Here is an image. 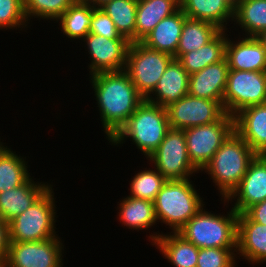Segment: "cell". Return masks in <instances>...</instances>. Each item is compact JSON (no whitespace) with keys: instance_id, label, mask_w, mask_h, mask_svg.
I'll use <instances>...</instances> for the list:
<instances>
[{"instance_id":"obj_1","label":"cell","mask_w":266,"mask_h":267,"mask_svg":"<svg viewBox=\"0 0 266 267\" xmlns=\"http://www.w3.org/2000/svg\"><path fill=\"white\" fill-rule=\"evenodd\" d=\"M89 78L100 113L102 131L110 141L145 99L138 93L125 70L98 73Z\"/></svg>"},{"instance_id":"obj_2","label":"cell","mask_w":266,"mask_h":267,"mask_svg":"<svg viewBox=\"0 0 266 267\" xmlns=\"http://www.w3.org/2000/svg\"><path fill=\"white\" fill-rule=\"evenodd\" d=\"M170 129L166 108L144 100L109 143L120 146L127 139H132V144L147 159Z\"/></svg>"},{"instance_id":"obj_3","label":"cell","mask_w":266,"mask_h":267,"mask_svg":"<svg viewBox=\"0 0 266 267\" xmlns=\"http://www.w3.org/2000/svg\"><path fill=\"white\" fill-rule=\"evenodd\" d=\"M256 153L234 130L202 171L219 190L221 201L239 185Z\"/></svg>"},{"instance_id":"obj_4","label":"cell","mask_w":266,"mask_h":267,"mask_svg":"<svg viewBox=\"0 0 266 267\" xmlns=\"http://www.w3.org/2000/svg\"><path fill=\"white\" fill-rule=\"evenodd\" d=\"M203 206L179 231L197 248L237 249L238 213L231 208L227 214L208 212Z\"/></svg>"},{"instance_id":"obj_5","label":"cell","mask_w":266,"mask_h":267,"mask_svg":"<svg viewBox=\"0 0 266 267\" xmlns=\"http://www.w3.org/2000/svg\"><path fill=\"white\" fill-rule=\"evenodd\" d=\"M190 180H167L154 201L157 221L171 232H178L205 205Z\"/></svg>"},{"instance_id":"obj_6","label":"cell","mask_w":266,"mask_h":267,"mask_svg":"<svg viewBox=\"0 0 266 267\" xmlns=\"http://www.w3.org/2000/svg\"><path fill=\"white\" fill-rule=\"evenodd\" d=\"M53 190L51 185L27 210L8 222L10 242L44 241L58 236Z\"/></svg>"},{"instance_id":"obj_7","label":"cell","mask_w":266,"mask_h":267,"mask_svg":"<svg viewBox=\"0 0 266 267\" xmlns=\"http://www.w3.org/2000/svg\"><path fill=\"white\" fill-rule=\"evenodd\" d=\"M173 59L170 54L148 48L141 42H131L127 52L125 71L138 93L146 99L154 91Z\"/></svg>"},{"instance_id":"obj_8","label":"cell","mask_w":266,"mask_h":267,"mask_svg":"<svg viewBox=\"0 0 266 267\" xmlns=\"http://www.w3.org/2000/svg\"><path fill=\"white\" fill-rule=\"evenodd\" d=\"M234 130V117L227 113L216 122L185 129L187 152L192 165L202 173L215 152Z\"/></svg>"},{"instance_id":"obj_9","label":"cell","mask_w":266,"mask_h":267,"mask_svg":"<svg viewBox=\"0 0 266 267\" xmlns=\"http://www.w3.org/2000/svg\"><path fill=\"white\" fill-rule=\"evenodd\" d=\"M147 160L167 180L190 179L199 173L189 159L184 130L171 128Z\"/></svg>"},{"instance_id":"obj_10","label":"cell","mask_w":266,"mask_h":267,"mask_svg":"<svg viewBox=\"0 0 266 267\" xmlns=\"http://www.w3.org/2000/svg\"><path fill=\"white\" fill-rule=\"evenodd\" d=\"M266 103V72L229 70L223 107L235 116L242 109Z\"/></svg>"},{"instance_id":"obj_11","label":"cell","mask_w":266,"mask_h":267,"mask_svg":"<svg viewBox=\"0 0 266 267\" xmlns=\"http://www.w3.org/2000/svg\"><path fill=\"white\" fill-rule=\"evenodd\" d=\"M63 248L59 236L44 241L10 242L5 267H63Z\"/></svg>"},{"instance_id":"obj_12","label":"cell","mask_w":266,"mask_h":267,"mask_svg":"<svg viewBox=\"0 0 266 267\" xmlns=\"http://www.w3.org/2000/svg\"><path fill=\"white\" fill-rule=\"evenodd\" d=\"M166 110L170 127L180 130L216 122L226 114L223 102L189 94L170 104Z\"/></svg>"},{"instance_id":"obj_13","label":"cell","mask_w":266,"mask_h":267,"mask_svg":"<svg viewBox=\"0 0 266 267\" xmlns=\"http://www.w3.org/2000/svg\"><path fill=\"white\" fill-rule=\"evenodd\" d=\"M91 63L89 75L125 70L130 42L127 39H108L89 33L83 40Z\"/></svg>"},{"instance_id":"obj_14","label":"cell","mask_w":266,"mask_h":267,"mask_svg":"<svg viewBox=\"0 0 266 267\" xmlns=\"http://www.w3.org/2000/svg\"><path fill=\"white\" fill-rule=\"evenodd\" d=\"M264 200H266V155H256L239 185L226 199H223V203L225 206L229 201L231 204L234 202L232 208L240 214Z\"/></svg>"},{"instance_id":"obj_15","label":"cell","mask_w":266,"mask_h":267,"mask_svg":"<svg viewBox=\"0 0 266 267\" xmlns=\"http://www.w3.org/2000/svg\"><path fill=\"white\" fill-rule=\"evenodd\" d=\"M236 252L249 264L266 262V225L253 221L245 212L238 214Z\"/></svg>"},{"instance_id":"obj_16","label":"cell","mask_w":266,"mask_h":267,"mask_svg":"<svg viewBox=\"0 0 266 267\" xmlns=\"http://www.w3.org/2000/svg\"><path fill=\"white\" fill-rule=\"evenodd\" d=\"M229 70L225 58L189 75L188 94L202 99L223 102Z\"/></svg>"},{"instance_id":"obj_17","label":"cell","mask_w":266,"mask_h":267,"mask_svg":"<svg viewBox=\"0 0 266 267\" xmlns=\"http://www.w3.org/2000/svg\"><path fill=\"white\" fill-rule=\"evenodd\" d=\"M236 41L228 37L226 56L230 70L266 72V51L256 37L244 36Z\"/></svg>"},{"instance_id":"obj_18","label":"cell","mask_w":266,"mask_h":267,"mask_svg":"<svg viewBox=\"0 0 266 267\" xmlns=\"http://www.w3.org/2000/svg\"><path fill=\"white\" fill-rule=\"evenodd\" d=\"M235 131L257 155H266V103L242 109L234 116Z\"/></svg>"},{"instance_id":"obj_19","label":"cell","mask_w":266,"mask_h":267,"mask_svg":"<svg viewBox=\"0 0 266 267\" xmlns=\"http://www.w3.org/2000/svg\"><path fill=\"white\" fill-rule=\"evenodd\" d=\"M188 87L189 74L177 59H173L158 81L154 91L145 100L166 108L187 95Z\"/></svg>"},{"instance_id":"obj_20","label":"cell","mask_w":266,"mask_h":267,"mask_svg":"<svg viewBox=\"0 0 266 267\" xmlns=\"http://www.w3.org/2000/svg\"><path fill=\"white\" fill-rule=\"evenodd\" d=\"M158 232V233H157ZM147 236L152 246L159 249L165 259L174 267H196L199 248L187 241L178 232L160 234L159 231Z\"/></svg>"},{"instance_id":"obj_21","label":"cell","mask_w":266,"mask_h":267,"mask_svg":"<svg viewBox=\"0 0 266 267\" xmlns=\"http://www.w3.org/2000/svg\"><path fill=\"white\" fill-rule=\"evenodd\" d=\"M35 182L30 177L23 185L0 193L1 219L10 222L27 210L52 185Z\"/></svg>"},{"instance_id":"obj_22","label":"cell","mask_w":266,"mask_h":267,"mask_svg":"<svg viewBox=\"0 0 266 267\" xmlns=\"http://www.w3.org/2000/svg\"><path fill=\"white\" fill-rule=\"evenodd\" d=\"M187 16L179 9L171 16L162 19L141 41L148 48L170 54L176 59L182 27Z\"/></svg>"},{"instance_id":"obj_23","label":"cell","mask_w":266,"mask_h":267,"mask_svg":"<svg viewBox=\"0 0 266 267\" xmlns=\"http://www.w3.org/2000/svg\"><path fill=\"white\" fill-rule=\"evenodd\" d=\"M180 9V0H138L135 42H141L155 26Z\"/></svg>"},{"instance_id":"obj_24","label":"cell","mask_w":266,"mask_h":267,"mask_svg":"<svg viewBox=\"0 0 266 267\" xmlns=\"http://www.w3.org/2000/svg\"><path fill=\"white\" fill-rule=\"evenodd\" d=\"M180 9L189 18L210 22L226 31L234 19V10L225 0H180Z\"/></svg>"},{"instance_id":"obj_25","label":"cell","mask_w":266,"mask_h":267,"mask_svg":"<svg viewBox=\"0 0 266 267\" xmlns=\"http://www.w3.org/2000/svg\"><path fill=\"white\" fill-rule=\"evenodd\" d=\"M226 30H221L211 41L198 50L184 53L178 61L184 70L189 74L201 71L210 64L220 62L226 56V44L228 34Z\"/></svg>"},{"instance_id":"obj_26","label":"cell","mask_w":266,"mask_h":267,"mask_svg":"<svg viewBox=\"0 0 266 267\" xmlns=\"http://www.w3.org/2000/svg\"><path fill=\"white\" fill-rule=\"evenodd\" d=\"M117 205V218L127 229L148 230L158 222L153 201L126 196Z\"/></svg>"},{"instance_id":"obj_27","label":"cell","mask_w":266,"mask_h":267,"mask_svg":"<svg viewBox=\"0 0 266 267\" xmlns=\"http://www.w3.org/2000/svg\"><path fill=\"white\" fill-rule=\"evenodd\" d=\"M0 142V193L23 185L30 177L26 157Z\"/></svg>"},{"instance_id":"obj_28","label":"cell","mask_w":266,"mask_h":267,"mask_svg":"<svg viewBox=\"0 0 266 267\" xmlns=\"http://www.w3.org/2000/svg\"><path fill=\"white\" fill-rule=\"evenodd\" d=\"M220 31V28L210 22L186 17L176 51V59L178 60L184 53L198 50Z\"/></svg>"},{"instance_id":"obj_29","label":"cell","mask_w":266,"mask_h":267,"mask_svg":"<svg viewBox=\"0 0 266 267\" xmlns=\"http://www.w3.org/2000/svg\"><path fill=\"white\" fill-rule=\"evenodd\" d=\"M93 7L86 1H76L57 20L60 29L66 37L83 40L90 31Z\"/></svg>"},{"instance_id":"obj_30","label":"cell","mask_w":266,"mask_h":267,"mask_svg":"<svg viewBox=\"0 0 266 267\" xmlns=\"http://www.w3.org/2000/svg\"><path fill=\"white\" fill-rule=\"evenodd\" d=\"M233 21L245 32L243 36L256 37L266 30V0H243L234 10Z\"/></svg>"},{"instance_id":"obj_31","label":"cell","mask_w":266,"mask_h":267,"mask_svg":"<svg viewBox=\"0 0 266 267\" xmlns=\"http://www.w3.org/2000/svg\"><path fill=\"white\" fill-rule=\"evenodd\" d=\"M137 2L138 0H111L100 6L114 22L118 33L130 43L135 42Z\"/></svg>"},{"instance_id":"obj_32","label":"cell","mask_w":266,"mask_h":267,"mask_svg":"<svg viewBox=\"0 0 266 267\" xmlns=\"http://www.w3.org/2000/svg\"><path fill=\"white\" fill-rule=\"evenodd\" d=\"M167 179L155 168L139 171L132 177L130 184V197L155 201L157 194Z\"/></svg>"},{"instance_id":"obj_33","label":"cell","mask_w":266,"mask_h":267,"mask_svg":"<svg viewBox=\"0 0 266 267\" xmlns=\"http://www.w3.org/2000/svg\"><path fill=\"white\" fill-rule=\"evenodd\" d=\"M77 0H24L27 21L39 18L56 21Z\"/></svg>"},{"instance_id":"obj_34","label":"cell","mask_w":266,"mask_h":267,"mask_svg":"<svg viewBox=\"0 0 266 267\" xmlns=\"http://www.w3.org/2000/svg\"><path fill=\"white\" fill-rule=\"evenodd\" d=\"M24 0H0V29L28 28Z\"/></svg>"},{"instance_id":"obj_35","label":"cell","mask_w":266,"mask_h":267,"mask_svg":"<svg viewBox=\"0 0 266 267\" xmlns=\"http://www.w3.org/2000/svg\"><path fill=\"white\" fill-rule=\"evenodd\" d=\"M237 249L199 248L196 267H236Z\"/></svg>"},{"instance_id":"obj_36","label":"cell","mask_w":266,"mask_h":267,"mask_svg":"<svg viewBox=\"0 0 266 267\" xmlns=\"http://www.w3.org/2000/svg\"><path fill=\"white\" fill-rule=\"evenodd\" d=\"M89 33L108 39H126L118 33L114 22L100 7L93 9Z\"/></svg>"},{"instance_id":"obj_37","label":"cell","mask_w":266,"mask_h":267,"mask_svg":"<svg viewBox=\"0 0 266 267\" xmlns=\"http://www.w3.org/2000/svg\"><path fill=\"white\" fill-rule=\"evenodd\" d=\"M9 245V223L0 218V261L6 260Z\"/></svg>"},{"instance_id":"obj_38","label":"cell","mask_w":266,"mask_h":267,"mask_svg":"<svg viewBox=\"0 0 266 267\" xmlns=\"http://www.w3.org/2000/svg\"><path fill=\"white\" fill-rule=\"evenodd\" d=\"M245 213L253 221L266 225V200L252 205Z\"/></svg>"},{"instance_id":"obj_39","label":"cell","mask_w":266,"mask_h":267,"mask_svg":"<svg viewBox=\"0 0 266 267\" xmlns=\"http://www.w3.org/2000/svg\"><path fill=\"white\" fill-rule=\"evenodd\" d=\"M256 38L259 40V42L264 47V50L266 51V30H264L260 34H258L256 36Z\"/></svg>"},{"instance_id":"obj_40","label":"cell","mask_w":266,"mask_h":267,"mask_svg":"<svg viewBox=\"0 0 266 267\" xmlns=\"http://www.w3.org/2000/svg\"><path fill=\"white\" fill-rule=\"evenodd\" d=\"M108 1H111V0H87L86 2L91 4L93 7H100Z\"/></svg>"},{"instance_id":"obj_41","label":"cell","mask_w":266,"mask_h":267,"mask_svg":"<svg viewBox=\"0 0 266 267\" xmlns=\"http://www.w3.org/2000/svg\"><path fill=\"white\" fill-rule=\"evenodd\" d=\"M243 0H225V2L233 9L235 10L242 2Z\"/></svg>"},{"instance_id":"obj_42","label":"cell","mask_w":266,"mask_h":267,"mask_svg":"<svg viewBox=\"0 0 266 267\" xmlns=\"http://www.w3.org/2000/svg\"><path fill=\"white\" fill-rule=\"evenodd\" d=\"M0 267H5V261H0Z\"/></svg>"}]
</instances>
